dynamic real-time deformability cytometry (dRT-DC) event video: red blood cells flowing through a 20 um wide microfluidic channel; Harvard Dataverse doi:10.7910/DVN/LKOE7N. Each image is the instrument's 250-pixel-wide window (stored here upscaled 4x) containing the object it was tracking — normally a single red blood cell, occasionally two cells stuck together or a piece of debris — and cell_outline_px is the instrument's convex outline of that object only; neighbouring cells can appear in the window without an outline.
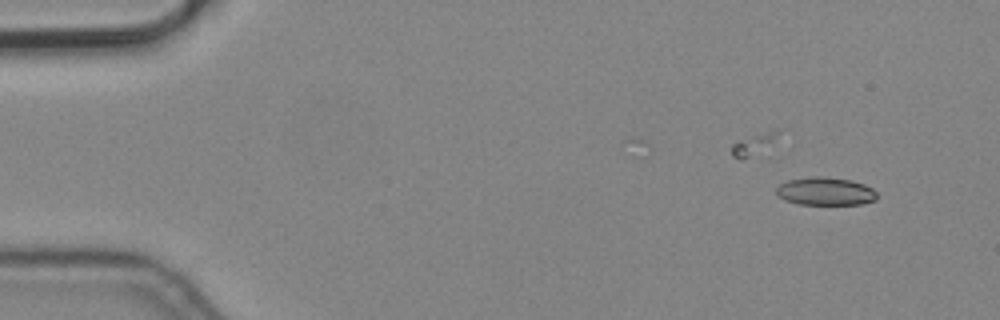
{"species": "common noctule bat (a hibernating species)", "species_latin": "Nyctalus noctula", "temperature_condition": "cold", "stored_images_in_passage": 2, "camera_frame_rate_fps": 3000, "um_per_image_px": 0.085, "animal": {"sex": "male", "body_mass_g": 19.2, "forearm_length_mm": 51.8}, "frame": {"image": 1, "passage_image": 1, "time_ms": 0.0, "image_size_px": [1000, 320], "cell_outline_px": [[876, 200], [860, 204], [800, 204], [784, 200], [776, 196], [776, 188], [780, 184], [788, 180], [812, 176], [820, 176], [852, 180], [864, 184], [872, 188], [876, 192]], "centroid_in_image_um": [70.13, 16.26], "position_along_channel_um": 14.9, "area_um2": 16.47}}